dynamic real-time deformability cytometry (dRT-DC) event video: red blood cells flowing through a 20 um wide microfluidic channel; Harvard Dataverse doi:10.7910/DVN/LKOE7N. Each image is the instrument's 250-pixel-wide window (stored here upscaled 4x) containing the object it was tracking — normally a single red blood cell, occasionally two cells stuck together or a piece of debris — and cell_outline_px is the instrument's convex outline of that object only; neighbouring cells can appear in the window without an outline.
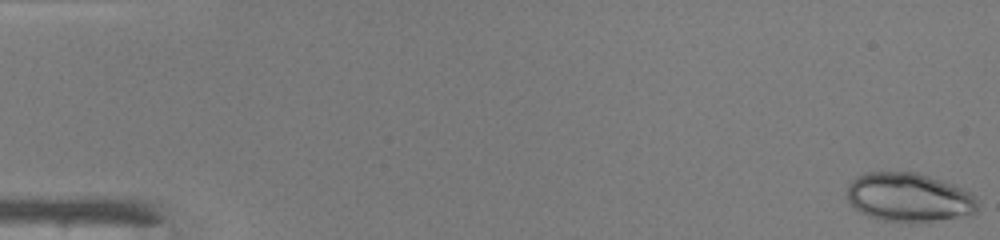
{"species": "common noctule bat (a hibernating species)", "species_latin": "Nyctalus noctula", "temperature_condition": "warm", "stored_images_in_passage": 49, "camera_frame_rate_fps": 3000, "um_per_image_px": 0.085, "animal": {"sex": "male", "body_mass_g": 19.0, "forearm_length_mm": 50.8}, "frame": {"image": 1, "passage_image": 1, "time_ms": 0.0, "image_size_px": [1000, 240], "cell_outline_px": [[976, 212], [960, 216], [912, 224], [884, 220], [868, 216], [860, 212], [848, 204], [848, 184], [856, 176], [864, 172], [916, 172], [952, 184], [968, 192], [976, 200]], "centroid_in_image_um": [77.18, 16.78], "position_along_channel_um": 7.8, "area_um2": 37.11}}
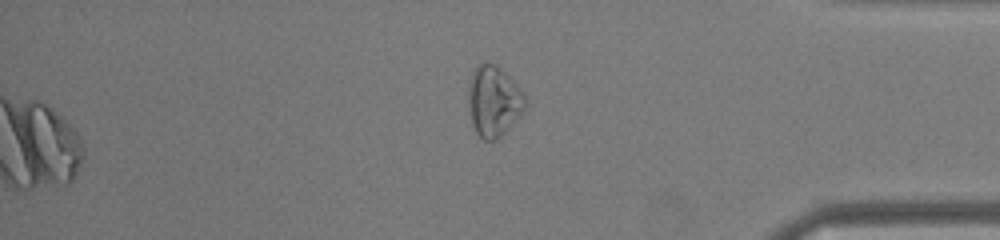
{"frame": {"image": 2, "passage_image": 49, "time_ms": 16.0, "image_size_px": [1000, 240], "cell_outline_px": [[524, 108], [520, 116], [496, 140], [484, 140], [476, 132], [472, 124], [468, 104], [468, 88], [472, 72], [484, 60], [496, 64], [520, 88], [524, 96]], "centroid_in_image_um": [41.93, 8.58], "position_along_channel_um": 393.3, "area_um2": 23.18}}